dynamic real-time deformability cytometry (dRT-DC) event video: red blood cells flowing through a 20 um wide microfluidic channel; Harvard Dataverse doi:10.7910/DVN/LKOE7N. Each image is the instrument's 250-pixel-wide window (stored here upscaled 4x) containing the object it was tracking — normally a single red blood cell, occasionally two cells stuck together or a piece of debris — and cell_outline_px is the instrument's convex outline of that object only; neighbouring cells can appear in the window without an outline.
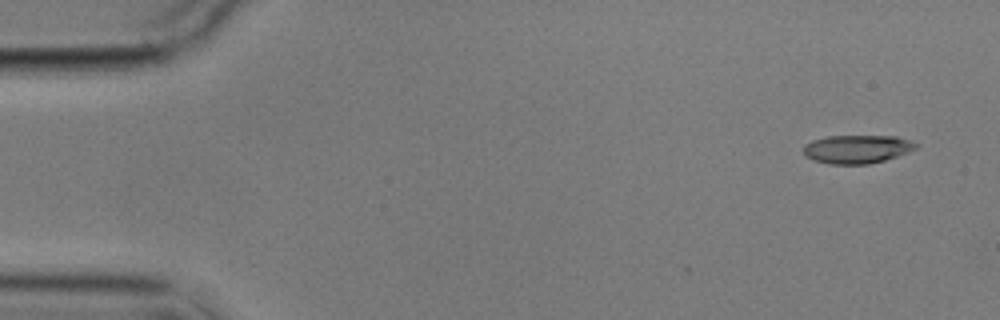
{"species": "common noctule bat (a hibernating species)", "species_latin": "Nyctalus noctula", "temperature_condition": "cold", "stored_images_in_passage": 5, "segment_of_instrument_passage": [1, 2], "camera_frame_rate_fps": 3000, "um_per_image_px": 0.085, "animal": {"sex": "male", "body_mass_g": 17.9}, "frame": {"image": 1, "passage_image": 1, "time_ms": 0.0, "image_size_px": [1000, 320], "cell_outline_px": [[920, 144], [916, 148], [908, 152], [884, 160], [868, 164], [828, 164], [812, 160], [804, 156], [804, 144], [812, 140], [828, 136], [896, 136], [912, 140]], "centroid_in_image_um": [72.84, 12.67], "position_along_channel_um": 12.2, "area_um2": 18.79}}
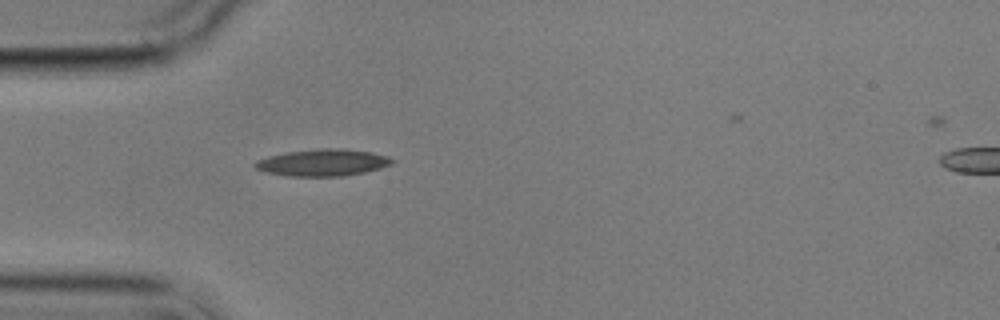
{"frame": {"image": 2, "passage_image": 4, "time_ms": 4.333, "image_size_px": [1000, 320], "cell_outline_px": [[396, 160], [392, 164], [380, 168], [364, 172], [340, 176], [288, 176], [268, 172], [256, 168], [252, 164], [256, 160], [268, 156], [284, 152], [320, 148], [336, 148], [372, 152], [388, 156]], "centroid_in_image_um": [27.43, 13.81], "position_along_channel_um": 57.6, "area_um2": 21.44}}